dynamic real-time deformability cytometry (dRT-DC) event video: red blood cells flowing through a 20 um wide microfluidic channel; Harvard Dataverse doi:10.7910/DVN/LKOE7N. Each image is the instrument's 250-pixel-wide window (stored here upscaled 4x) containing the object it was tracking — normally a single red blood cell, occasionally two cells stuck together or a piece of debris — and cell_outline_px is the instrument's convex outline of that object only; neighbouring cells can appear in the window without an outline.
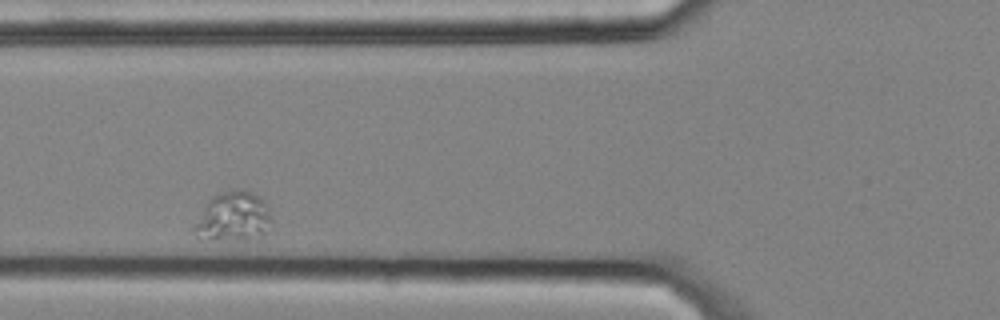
{"species": "common noctule bat (a hibernating species)", "species_latin": "Nyctalus noctula", "temperature_condition": "cold", "stored_images_in_passage": 7, "camera_frame_rate_fps": 3000, "um_per_image_px": 0.085, "animal": {"sex": "male", "body_mass_g": 20.4}, "frame": {"image": 1, "passage_image": 5, "time_ms": 1.333, "image_size_px": [1000, 320], "cell_outline_px": [[268, 220], [264, 232], [260, 240], [240, 240], [196, 236], [192, 228], [208, 200], [212, 196], [220, 192], [236, 188], [240, 188], [252, 192], [260, 196], [264, 200], [268, 212]], "centroid_in_image_um": [19.81, 18.39], "position_along_channel_um": 106.0, "area_um2": 21.96}}
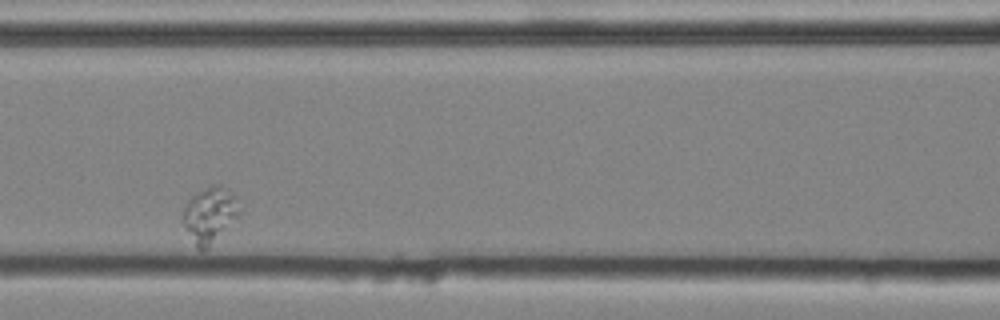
{"frame": {"image": 2, "passage_image": 6, "time_ms": 1.667, "image_size_px": [1000, 320], "cell_outline_px": [[240, 212], [208, 248], [200, 252], [196, 248], [184, 228], [184, 208], [188, 200], [196, 192], [212, 184], [220, 184], [228, 188], [236, 196]], "centroid_in_image_um": [17.81, 18.24], "position_along_channel_um": 148.8, "area_um2": 18.15}}
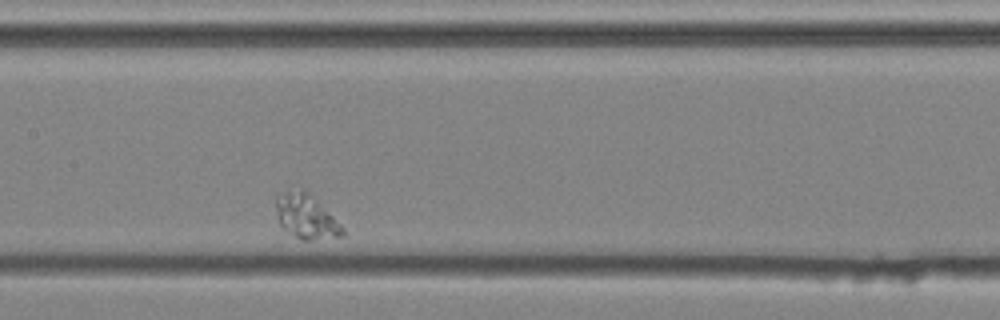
{"frame": {"image": 3, "passage_image": 7, "time_ms": 2.0, "image_size_px": [1000, 320], "cell_outline_px": [[344, 236], [308, 240], [300, 240], [284, 228], [280, 224], [276, 208], [276, 196], [288, 192], [304, 188], [344, 228]], "centroid_in_image_um": [26.02, 18.42], "position_along_channel_um": 181.4, "area_um2": 16.7}}